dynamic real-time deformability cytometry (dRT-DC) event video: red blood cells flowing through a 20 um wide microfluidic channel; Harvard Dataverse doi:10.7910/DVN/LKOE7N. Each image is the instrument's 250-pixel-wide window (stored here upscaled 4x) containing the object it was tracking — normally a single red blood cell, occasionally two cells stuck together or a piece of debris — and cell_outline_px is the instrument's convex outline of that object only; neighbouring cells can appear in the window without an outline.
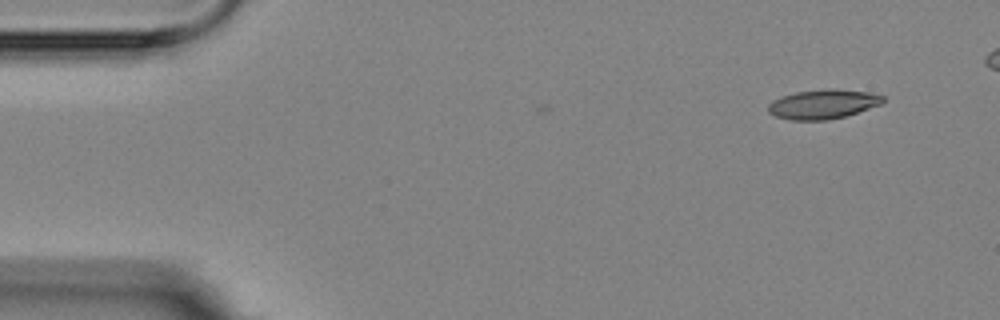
{"species": "Egyptian fruit bat (a non-hibernating species)", "species_latin": "Rousettus aegyptiacus", "temperature_condition": "room temperature", "stored_images_in_passage": 4, "camera_frame_rate_fps": 3000, "um_per_image_px": 0.085, "animal": {"sex": "female"}, "frame": {"image": 1, "passage_image": 1, "time_ms": 0.0, "image_size_px": [1000, 320], "cell_outline_px": [[884, 100], [880, 104], [844, 116], [828, 120], [792, 120], [776, 116], [768, 112], [768, 104], [772, 100], [796, 92], [832, 88], [872, 92], [884, 96]], "centroid_in_image_um": [69.95, 8.84], "position_along_channel_um": 15.0, "area_um2": 19.48}}